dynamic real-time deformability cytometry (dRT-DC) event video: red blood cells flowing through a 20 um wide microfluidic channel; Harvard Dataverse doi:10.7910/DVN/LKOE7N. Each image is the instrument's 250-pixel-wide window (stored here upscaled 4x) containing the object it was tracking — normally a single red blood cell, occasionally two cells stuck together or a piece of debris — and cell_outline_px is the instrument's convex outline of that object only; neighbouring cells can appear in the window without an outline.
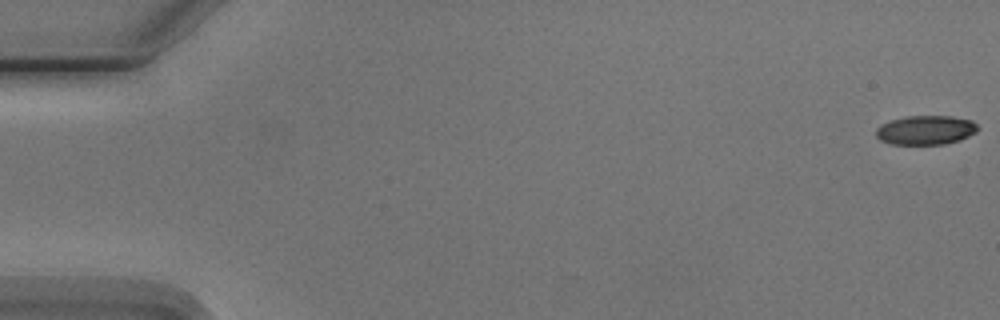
{"species": "Egyptian fruit bat (a non-hibernating species)", "species_latin": "Rousettus aegyptiacus", "temperature_condition": "cold", "stored_images_in_passage": 4, "camera_frame_rate_fps": 3000, "um_per_image_px": 0.085, "animal": {"sex": "male"}, "frame": {"image": 1, "passage_image": 1, "time_ms": 0.0, "image_size_px": [1000, 320], "cell_outline_px": [[980, 128], [976, 132], [960, 140], [944, 144], [892, 144], [880, 140], [876, 136], [876, 128], [880, 124], [892, 120], [908, 116], [952, 116], [972, 120]], "centroid_in_image_um": [78.69, 11.05], "position_along_channel_um": 6.3, "area_um2": 17.34}}